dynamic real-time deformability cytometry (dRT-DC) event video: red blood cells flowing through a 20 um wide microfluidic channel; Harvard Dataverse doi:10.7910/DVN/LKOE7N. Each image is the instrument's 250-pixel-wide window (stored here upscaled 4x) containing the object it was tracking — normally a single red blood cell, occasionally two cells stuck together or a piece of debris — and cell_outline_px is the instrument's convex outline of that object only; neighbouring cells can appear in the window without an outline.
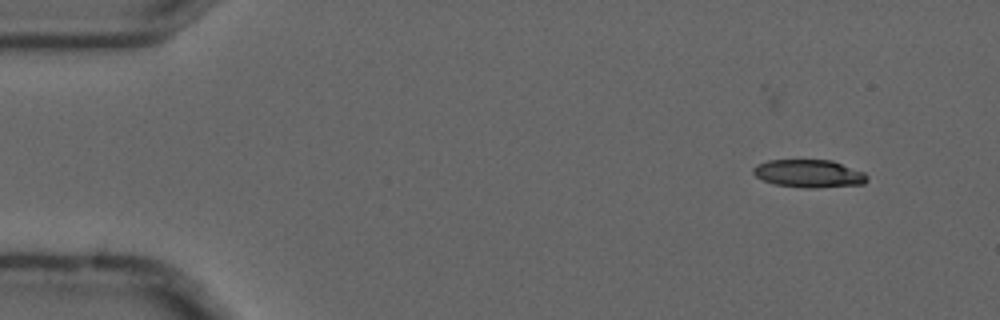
{"species": "common noctule bat (a hibernating species)", "species_latin": "Nyctalus noctula", "temperature_condition": "cold", "stored_images_in_passage": 5, "camera_frame_rate_fps": 3000, "um_per_image_px": 0.085, "animal": {"sex": "male", "forearm_length_mm": 52.5}, "frame": {"image": 1, "passage_image": 2, "time_ms": 0.333, "image_size_px": [1000, 320], "cell_outline_px": [[868, 180], [864, 184], [816, 188], [804, 188], [776, 184], [764, 180], [756, 176], [752, 172], [752, 168], [756, 164], [768, 160], [832, 160], [864, 172], [868, 176]], "centroid_in_image_um": [68.77, 14.75], "position_along_channel_um": 16.2, "area_um2": 18.55}}